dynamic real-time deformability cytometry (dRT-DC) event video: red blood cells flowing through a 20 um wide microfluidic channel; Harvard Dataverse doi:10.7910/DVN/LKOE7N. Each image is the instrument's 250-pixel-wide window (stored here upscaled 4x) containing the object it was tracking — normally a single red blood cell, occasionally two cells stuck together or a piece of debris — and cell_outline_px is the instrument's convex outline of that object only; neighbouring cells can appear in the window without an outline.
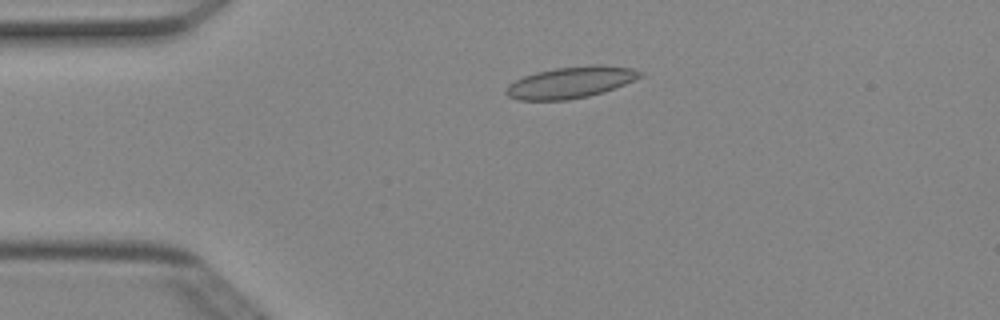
{"species": "Egyptian fruit bat (a non-hibernating species)", "species_latin": "Rousettus aegyptiacus", "temperature_condition": "cold", "stored_images_in_passage": 42, "camera_frame_rate_fps": 3000, "um_per_image_px": 0.085, "animal": {"sex": "female"}, "frame": {"image": 1, "passage_image": 3, "time_ms": 0.667, "image_size_px": [1000, 320], "cell_outline_px": [[644, 76], [604, 92], [588, 96], [568, 100], [516, 100], [508, 96], [504, 92], [508, 84], [524, 76], [536, 72], [556, 68], [592, 64], [600, 64], [632, 68], [644, 72]], "centroid_in_image_um": [48.52, 7.0], "position_along_channel_um": 36.5, "area_um2": 24.74}}
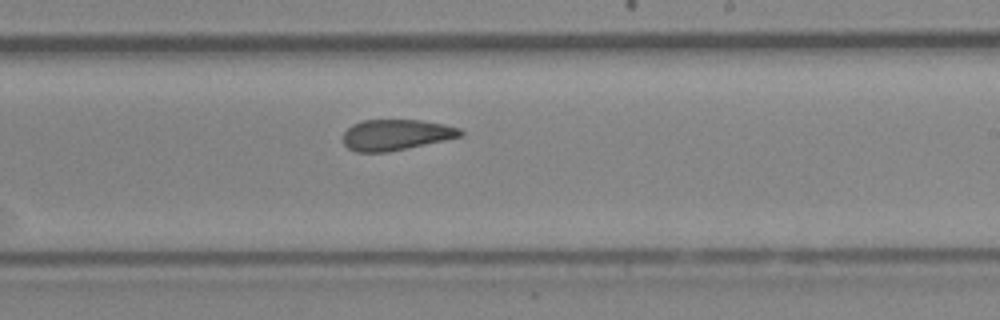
{"frame": {"image": 2, "passage_image": 22, "time_ms": 7.0, "image_size_px": [1000, 320], "cell_outline_px": [[464, 136], [388, 152], [356, 152], [348, 148], [344, 144], [344, 132], [352, 124], [364, 120], [420, 120], [444, 124], [460, 128], [464, 132]], "centroid_in_image_um": [33.68, 11.46], "position_along_channel_um": 255.3, "area_um2": 21.1}}
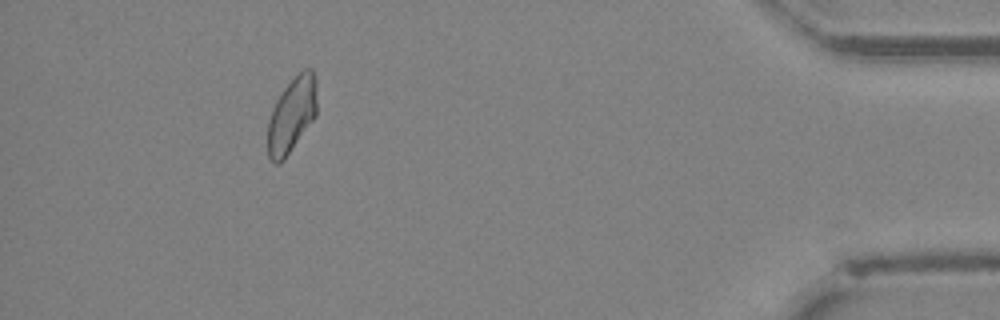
{"frame": {"image": 3, "passage_image": 38, "time_ms": 12.333, "image_size_px": [1000, 320], "cell_outline_px": [[316, 116], [284, 160], [276, 164], [268, 156], [268, 120], [272, 108], [276, 100], [284, 88], [304, 68], [312, 68], [316, 80]], "centroid_in_image_um": [24.8, 9.77], "position_along_channel_um": 410.4, "area_um2": 21.44}, "authors_computed_cell_mechanics": {"area_um2": 22.1085, "velocity_mm_per_s": 4.0056, "shape_relaxation_time_tau1_ms": null, "shape_relaxation_time_tau2_ms": 1.5853, "deformation_change_tau1": null, "deformation_change_tau2": 0.0606}}